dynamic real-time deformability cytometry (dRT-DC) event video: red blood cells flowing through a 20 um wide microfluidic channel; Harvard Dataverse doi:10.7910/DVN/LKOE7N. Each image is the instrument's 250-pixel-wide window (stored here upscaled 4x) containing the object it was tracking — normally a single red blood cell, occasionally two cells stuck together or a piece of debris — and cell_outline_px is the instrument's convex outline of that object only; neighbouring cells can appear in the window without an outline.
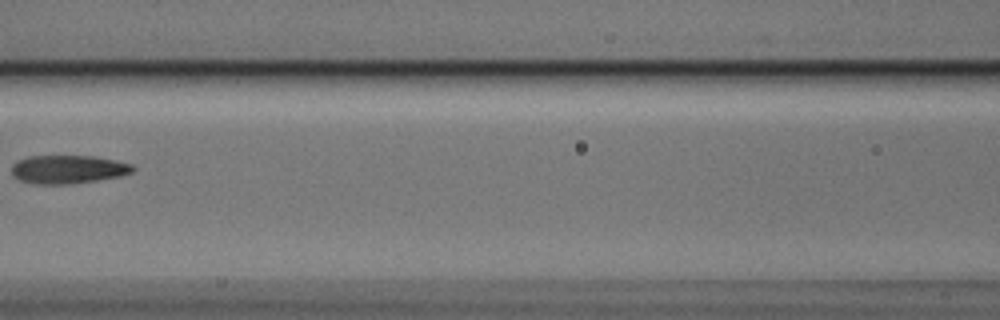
{"species": "Egyptian fruit bat (a non-hibernating species)", "species_latin": "Rousettus aegyptiacus", "temperature_condition": "cold", "stored_images_in_passage": 7, "camera_frame_rate_fps": 3000, "um_per_image_px": 0.085, "animal": {"sex": "male"}, "frame": {"image": 1, "passage_image": 6, "time_ms": 1.667, "image_size_px": [1000, 320], "cell_outline_px": [[136, 168], [132, 172], [120, 176], [96, 180], [68, 184], [32, 184], [20, 180], [12, 176], [12, 164], [16, 160], [28, 156], [92, 156], [132, 164]], "centroid_in_image_um": [5.73, 14.39], "position_along_channel_um": 160.9, "area_um2": 20.06}}
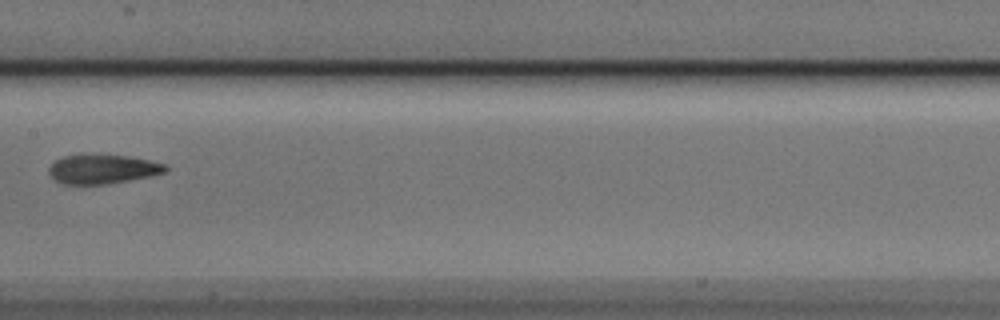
{"frame": {"image": 2, "passage_image": 7, "time_ms": 2.0, "image_size_px": [1000, 320], "cell_outline_px": [[168, 168], [164, 172], [152, 176], [108, 184], [60, 184], [48, 172], [48, 168], [56, 160], [64, 156], [80, 152], [84, 152], [128, 156], [148, 160], [164, 164]], "centroid_in_image_um": [8.68, 14.34], "position_along_channel_um": 198.7, "area_um2": 20.35}}